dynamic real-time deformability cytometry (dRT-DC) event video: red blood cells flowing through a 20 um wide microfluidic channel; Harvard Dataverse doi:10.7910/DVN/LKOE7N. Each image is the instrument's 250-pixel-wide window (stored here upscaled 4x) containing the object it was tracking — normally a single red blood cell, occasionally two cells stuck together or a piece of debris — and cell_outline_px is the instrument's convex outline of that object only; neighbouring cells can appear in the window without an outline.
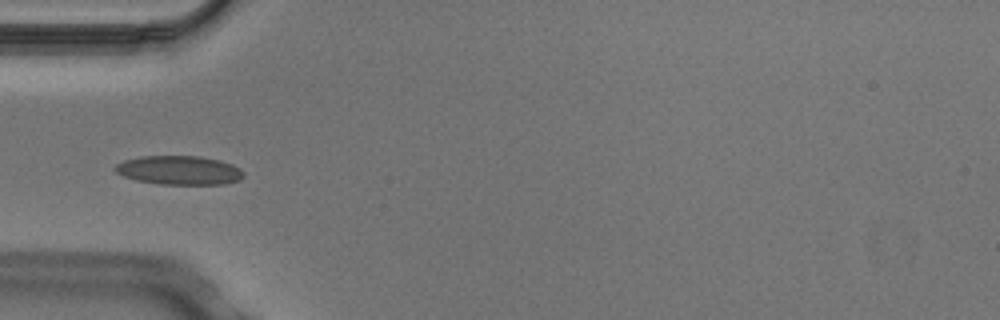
{"species": "Egyptian fruit bat (a non-hibernating species)", "species_latin": "Rousettus aegyptiacus", "temperature_condition": "cold", "stored_images_in_passage": 6, "camera_frame_rate_fps": 3000, "um_per_image_px": 0.085, "animal": {"sex": "male"}, "frame": {"image": 1, "passage_image": 4, "time_ms": 1.0, "image_size_px": [1000, 320], "cell_outline_px": [[244, 176], [240, 180], [224, 184], [160, 184], [136, 180], [124, 176], [116, 172], [112, 168], [116, 164], [124, 160], [140, 156], [200, 156], [220, 160], [232, 164], [244, 172]], "centroid_in_image_um": [15.22, 14.47], "position_along_channel_um": 69.8, "area_um2": 21.73}}
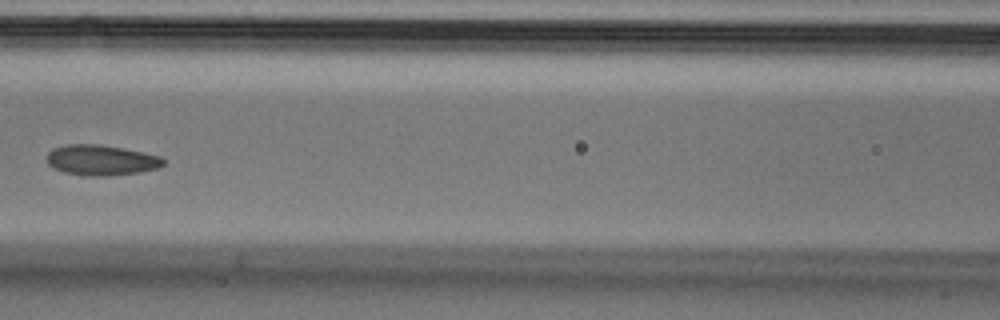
{"frame": {"image": 2, "passage_image": 6, "time_ms": 1.667, "image_size_px": [1000, 320], "cell_outline_px": [[164, 164], [156, 168], [140, 172], [108, 176], [88, 176], [64, 172], [52, 168], [48, 164], [48, 152], [52, 148], [68, 144], [100, 144], [124, 148], [160, 156], [164, 160]], "centroid_in_image_um": [8.58, 13.61], "position_along_channel_um": 158.0, "area_um2": 20.69}}